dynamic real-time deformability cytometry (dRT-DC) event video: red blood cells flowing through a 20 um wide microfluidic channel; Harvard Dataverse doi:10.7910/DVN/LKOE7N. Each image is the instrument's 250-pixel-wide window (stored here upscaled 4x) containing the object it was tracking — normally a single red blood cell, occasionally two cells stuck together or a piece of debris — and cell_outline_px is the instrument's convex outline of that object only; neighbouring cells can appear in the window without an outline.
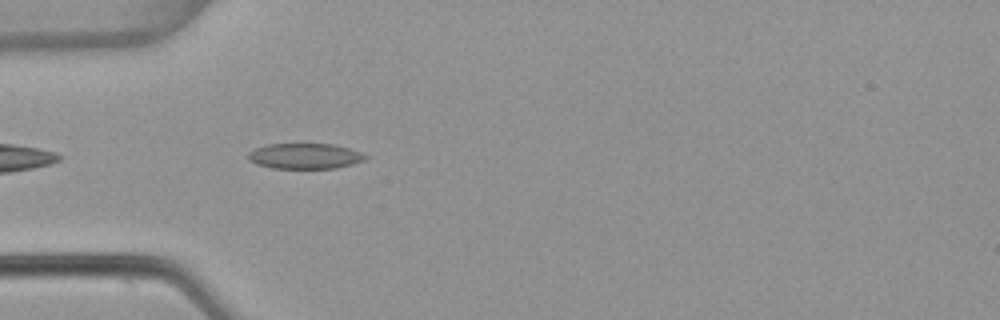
{"species": "common noctule bat (a hibernating species)", "species_latin": "Nyctalus noctula", "temperature_condition": "warm", "stored_images_in_passage": 4, "camera_frame_rate_fps": 3000, "um_per_image_px": 0.085, "animal": {"sex": "female", "body_mass_g": 22.7, "forearm_length_mm": 54.2}, "frame": {"image": 1, "passage_image": 4, "time_ms": 1.0, "image_size_px": [1000, 320], "cell_outline_px": [[368, 156], [364, 160], [352, 164], [336, 168], [272, 168], [256, 164], [248, 160], [248, 152], [256, 148], [268, 144], [336, 144], [360, 152]], "centroid_in_image_um": [25.9, 13.26], "position_along_channel_um": 59.1, "area_um2": 17.4}}